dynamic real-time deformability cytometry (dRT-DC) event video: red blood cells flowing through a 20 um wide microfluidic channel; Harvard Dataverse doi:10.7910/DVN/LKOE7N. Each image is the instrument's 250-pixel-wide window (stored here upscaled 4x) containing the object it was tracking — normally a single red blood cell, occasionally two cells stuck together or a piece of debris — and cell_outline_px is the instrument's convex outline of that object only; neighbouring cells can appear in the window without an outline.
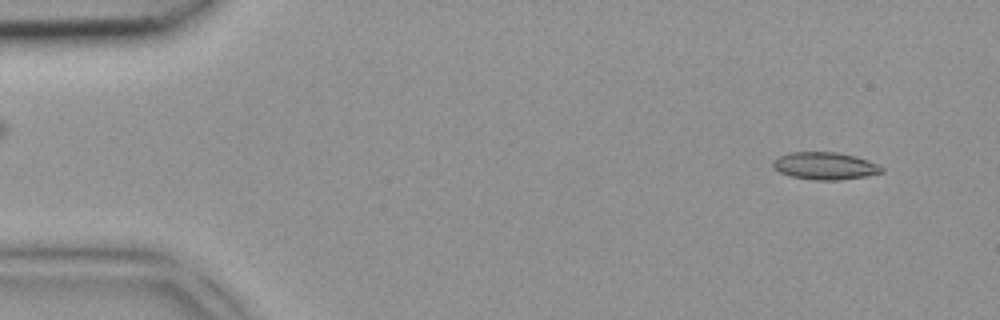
{"species": "common noctule bat (a hibernating species)", "species_latin": "Nyctalus noctula", "temperature_condition": "room temperature", "stored_images_in_passage": 3, "camera_frame_rate_fps": 3000, "um_per_image_px": 0.085, "animal": {"sex": "female", "body_mass_g": 18.4}, "frame": {"image": 1, "passage_image": 3, "time_ms": 0.667, "image_size_px": [1000, 320], "cell_outline_px": [[884, 172], [868, 176], [836, 180], [816, 180], [792, 176], [780, 172], [772, 168], [772, 160], [788, 152], [836, 152], [856, 156], [880, 164], [884, 168]], "centroid_in_image_um": [70.15, 14.09], "position_along_channel_um": 14.9, "area_um2": 17.51}}